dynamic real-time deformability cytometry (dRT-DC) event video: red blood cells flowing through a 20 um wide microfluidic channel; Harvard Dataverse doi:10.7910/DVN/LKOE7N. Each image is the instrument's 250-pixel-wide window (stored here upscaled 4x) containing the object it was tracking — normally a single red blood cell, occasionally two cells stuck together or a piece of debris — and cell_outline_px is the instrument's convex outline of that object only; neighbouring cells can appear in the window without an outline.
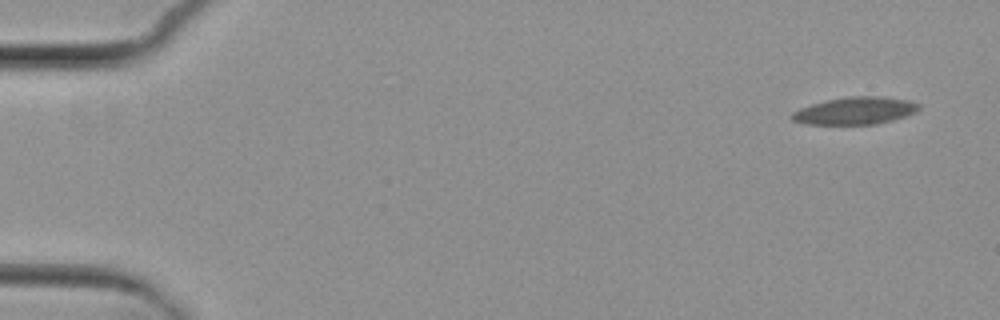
{"species": "common noctule bat (a hibernating species)", "species_latin": "Nyctalus noctula", "temperature_condition": "cold", "stored_images_in_passage": 7, "camera_frame_rate_fps": 3000, "um_per_image_px": 0.085, "animal": {"sex": "female", "body_mass_g": 29.2, "forearm_length_mm": 56.3}, "frame": {"image": 1, "passage_image": 1, "time_ms": 0.0, "image_size_px": [1000, 320], "cell_outline_px": [[920, 108], [916, 112], [892, 120], [876, 124], [804, 124], [792, 120], [788, 116], [792, 112], [800, 108], [824, 100], [848, 96], [880, 96], [908, 100], [920, 104]], "centroid_in_image_um": [72.65, 9.41], "position_along_channel_um": 12.3, "area_um2": 20.35}}
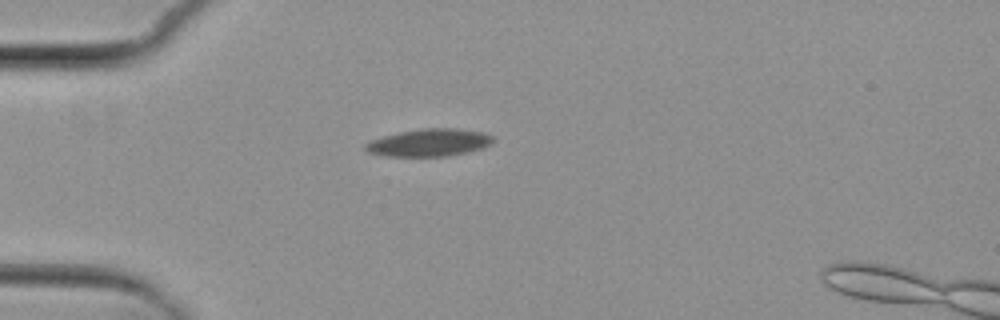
{"frame": {"image": 2, "passage_image": 5, "time_ms": 4.667, "image_size_px": [1000, 320], "cell_outline_px": [[496, 140], [492, 144], [484, 148], [468, 152], [448, 156], [384, 156], [368, 152], [364, 148], [364, 144], [368, 140], [400, 132], [424, 128], [456, 128], [484, 132], [492, 136]], "centroid_in_image_um": [36.51, 12.12], "position_along_channel_um": 48.5, "area_um2": 20.69}}
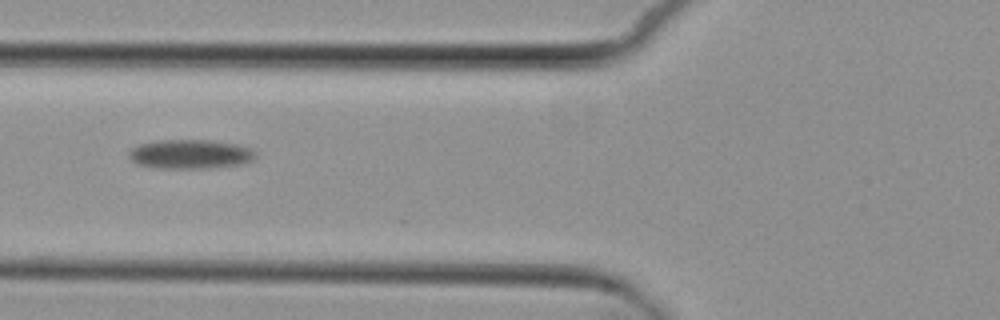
{"frame": {"image": 3, "passage_image": 7, "time_ms": 7.0, "image_size_px": [1000, 320], "cell_outline_px": [[256, 156], [252, 160], [240, 164], [212, 168], [156, 168], [136, 164], [128, 156], [128, 152], [132, 148], [140, 144], [160, 140], [212, 140], [236, 144], [252, 148], [256, 152]], "centroid_in_image_um": [16.18, 13.1], "position_along_channel_um": 109.6, "area_um2": 21.68}}